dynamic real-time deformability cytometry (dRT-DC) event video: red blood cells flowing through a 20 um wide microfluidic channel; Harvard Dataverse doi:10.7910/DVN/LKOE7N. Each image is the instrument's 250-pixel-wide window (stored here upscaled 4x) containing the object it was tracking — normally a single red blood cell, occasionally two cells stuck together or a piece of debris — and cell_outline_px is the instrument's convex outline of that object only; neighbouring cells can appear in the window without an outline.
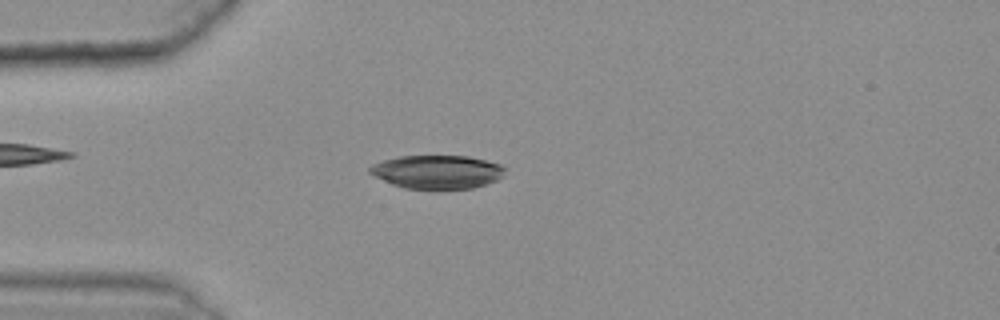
{"species": "common noctule bat (a hibernating species)", "species_latin": "Nyctalus noctula", "temperature_condition": "warm", "stored_images_in_passage": 46, "camera_frame_rate_fps": 3000, "um_per_image_px": 0.085, "animal": {"sex": "female", "body_mass_g": 25.1}, "frame": {"image": 1, "passage_image": 14, "time_ms": 4.333, "image_size_px": [1000, 320], "cell_outline_px": [[504, 176], [496, 180], [472, 188], [440, 192], [404, 188], [392, 184], [368, 172], [368, 168], [372, 164], [384, 160], [400, 156], [468, 156], [500, 164], [504, 168]], "centroid_in_image_um": [37.15, 14.65], "position_along_channel_um": 47.8, "area_um2": 26.99}}
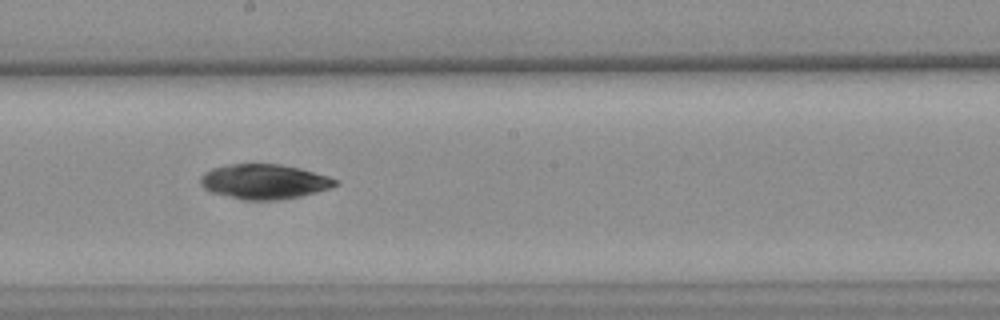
{"frame": {"image": 2, "passage_image": 30, "time_ms": 9.667, "image_size_px": [1000, 320], "cell_outline_px": [[336, 184], [328, 188], [316, 192], [300, 196], [280, 200], [244, 200], [212, 192], [204, 188], [200, 184], [200, 176], [204, 172], [212, 168], [228, 164], [280, 164], [300, 168], [328, 176], [336, 180]], "centroid_in_image_um": [22.41, 15.43], "position_along_channel_um": 225.8, "area_um2": 27.22}}
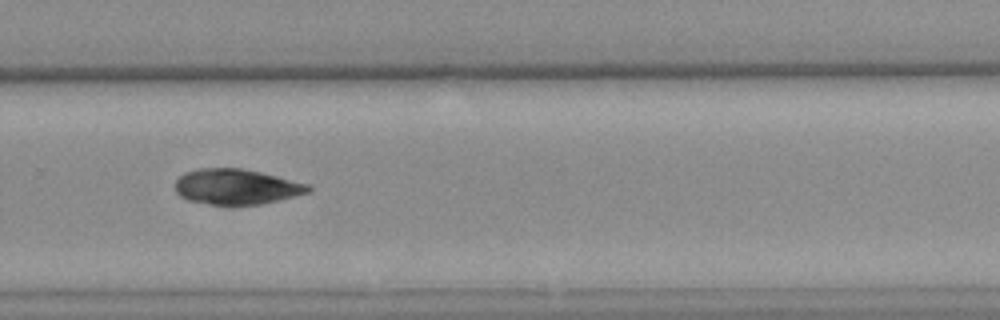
{"frame": {"image": 3, "passage_image": 37, "time_ms": 12.0, "image_size_px": [1000, 320], "cell_outline_px": [[312, 188], [308, 192], [260, 204], [232, 208], [228, 208], [188, 200], [180, 196], [176, 192], [176, 180], [184, 172], [196, 168], [240, 168], [260, 172], [308, 184]], "centroid_in_image_um": [20.02, 15.9], "position_along_channel_um": 309.8, "area_um2": 27.86}, "authors_computed_cell_mechanics": {"area_um2": 27.3394, "velocity_mm_per_s": 3.6068, "shape_relaxation_time_tau1_ms": 3.3747, "shape_relaxation_time_tau2_ms": null, "deformation_change_tau1": 0.0567, "deformation_change_tau2": null}}